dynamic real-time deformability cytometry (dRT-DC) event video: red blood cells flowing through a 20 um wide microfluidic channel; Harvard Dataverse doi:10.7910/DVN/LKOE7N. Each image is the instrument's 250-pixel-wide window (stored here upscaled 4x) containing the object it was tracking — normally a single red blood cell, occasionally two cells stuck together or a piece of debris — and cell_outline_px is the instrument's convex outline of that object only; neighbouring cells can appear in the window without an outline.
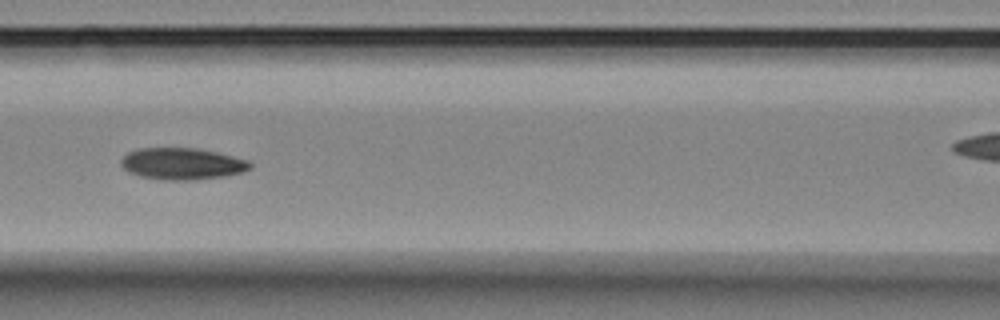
{"species": "Egyptian fruit bat (a non-hibernating species)", "species_latin": "Rousettus aegyptiacus", "temperature_condition": "room temperature", "stored_images_in_passage": 13, "camera_frame_rate_fps": 3000, "um_per_image_px": 0.085, "animal": {"sex": "female"}, "frame": {"image": 1, "passage_image": 4, "time_ms": 1.0, "image_size_px": [1000, 320], "cell_outline_px": [[252, 168], [244, 172], [224, 176], [196, 180], [164, 180], [140, 176], [128, 172], [120, 164], [120, 160], [128, 152], [140, 148], [196, 148], [216, 152], [248, 160], [252, 164]], "centroid_in_image_um": [15.49, 13.92], "position_along_channel_um": 151.1, "area_um2": 23.93}}
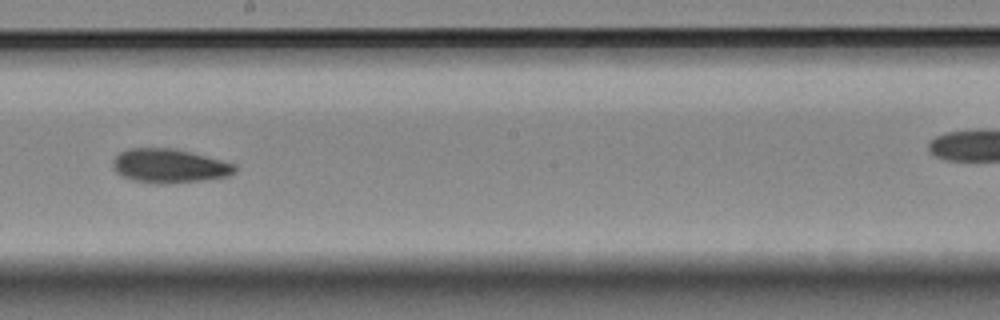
{"frame": {"image": 2, "passage_image": 6, "time_ms": 1.667, "image_size_px": [1000, 320], "cell_outline_px": [[236, 172], [228, 176], [204, 180], [168, 184], [156, 184], [132, 180], [116, 172], [112, 168], [112, 160], [120, 152], [128, 148], [172, 148], [236, 164]], "centroid_in_image_um": [14.36, 14.11], "position_along_channel_um": 233.8, "area_um2": 24.16}}
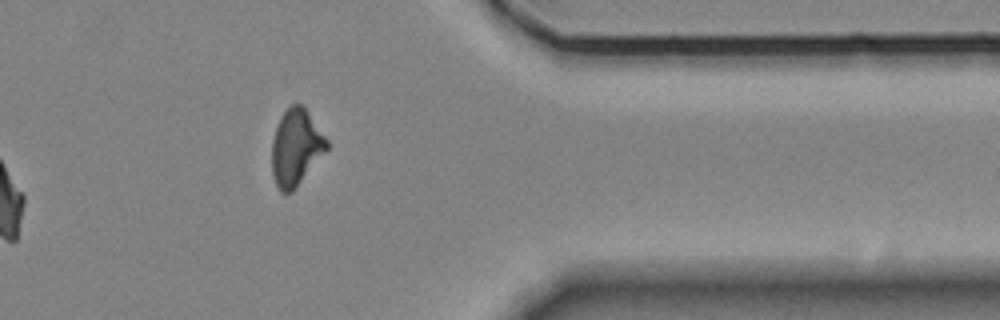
{"frame": {"image": 3, "passage_image": 11, "time_ms": 3.333, "image_size_px": [1000, 320], "cell_outline_px": [[328, 148], [292, 192], [280, 192], [276, 184], [272, 172], [272, 140], [276, 128], [284, 112], [292, 104], [300, 104], [308, 112], [328, 140]], "centroid_in_image_um": [25.15, 12.54], "position_along_channel_um": 386.3, "area_um2": 23.93}}